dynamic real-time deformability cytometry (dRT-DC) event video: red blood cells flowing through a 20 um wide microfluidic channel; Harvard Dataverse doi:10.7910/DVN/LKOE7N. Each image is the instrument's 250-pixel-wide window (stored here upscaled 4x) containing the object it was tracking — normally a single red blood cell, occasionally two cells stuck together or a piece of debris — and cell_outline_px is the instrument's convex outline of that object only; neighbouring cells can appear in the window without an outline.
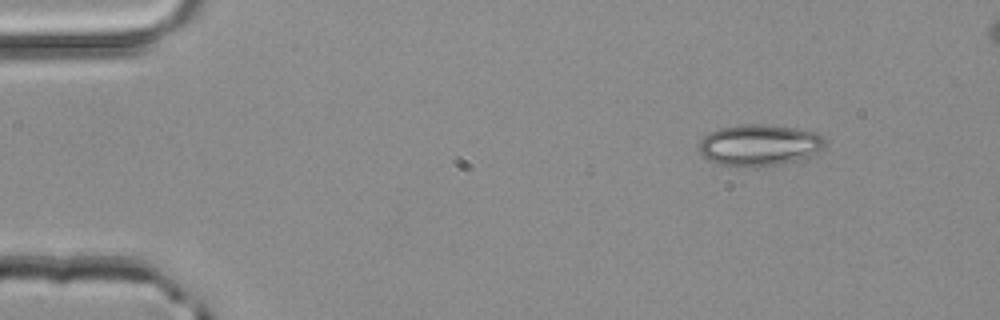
{"species": "common noctule bat (a hibernating species)", "species_latin": "Nyctalus noctula", "temperature_condition": "room temperature", "stored_images_in_passage": 3, "camera_frame_rate_fps": 3000, "um_per_image_px": 0.085, "animal": {"sex": "male", "body_mass_g": 20.4}, "frame": {"image": 1, "passage_image": 1, "time_ms": 0.0, "image_size_px": [1000, 320], "cell_outline_px": [[824, 148], [816, 152], [796, 160], [784, 164], [756, 168], [740, 168], [716, 164], [708, 160], [700, 152], [700, 140], [704, 136], [720, 128], [740, 124], [768, 124], [796, 128], [816, 132], [824, 140]], "centroid_in_image_um": [64.51, 12.36], "position_along_channel_um": 20.5, "area_um2": 30.75}}